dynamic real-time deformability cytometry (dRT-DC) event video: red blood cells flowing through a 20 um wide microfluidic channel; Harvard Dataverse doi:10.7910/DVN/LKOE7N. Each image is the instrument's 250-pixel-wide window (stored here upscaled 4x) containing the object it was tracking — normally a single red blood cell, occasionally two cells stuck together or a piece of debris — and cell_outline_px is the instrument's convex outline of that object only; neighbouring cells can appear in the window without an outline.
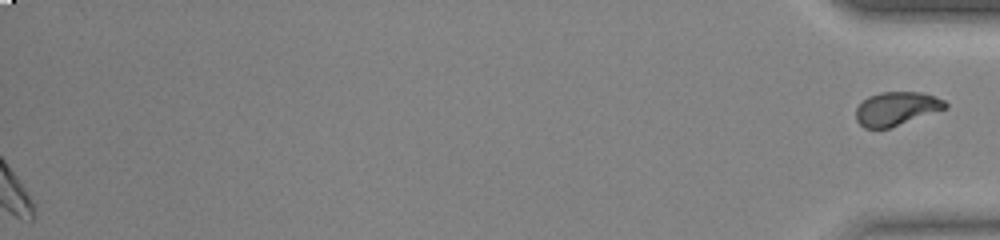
{"species": "common noctule bat (a hibernating species)", "species_latin": "Nyctalus noctula", "temperature_condition": "warm", "stored_images_in_passage": 45, "segment_of_instrument_passage": [2, 2], "camera_frame_rate_fps": 3000, "um_per_image_px": 0.085, "animal": {"sex": "female", "body_mass_g": 23.0, "forearm_length_mm": 53.4}, "frame": {"image": 1, "passage_image": 45, "time_ms": 14.667, "image_size_px": [1000, 240], "cell_outline_px": [[948, 108], [888, 128], [864, 128], [856, 120], [856, 108], [868, 96], [880, 92], [920, 92], [944, 100], [948, 104]], "centroid_in_image_um": [76.19, 9.23], "position_along_channel_um": 359.0, "area_um2": 17.34}}